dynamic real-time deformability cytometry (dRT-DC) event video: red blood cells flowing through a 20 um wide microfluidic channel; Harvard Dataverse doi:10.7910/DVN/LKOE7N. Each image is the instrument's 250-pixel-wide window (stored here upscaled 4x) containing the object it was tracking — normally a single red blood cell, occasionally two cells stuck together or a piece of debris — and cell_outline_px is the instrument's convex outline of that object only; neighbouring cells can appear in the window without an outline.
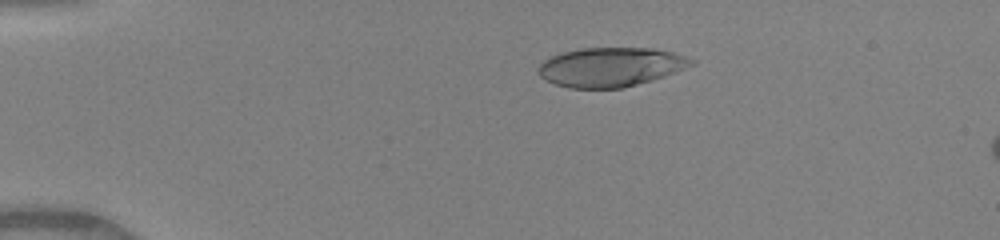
{"species": "human", "species_latin": "Homo sapiens", "temperature_condition": "warm", "stored_images_in_passage": 42, "camera_frame_rate_fps": 3000, "um_per_image_px": 0.085, "donor": {"sex": "female"}, "frame": {"image": 1, "passage_image": 3, "time_ms": 0.667, "image_size_px": [1000, 240], "cell_outline_px": [[696, 64], [664, 76], [652, 80], [620, 88], [568, 88], [544, 80], [540, 76], [540, 64], [544, 60], [552, 56], [564, 52], [584, 48], [652, 48], [672, 52], [696, 60]], "centroid_in_image_um": [51.93, 5.7], "position_along_channel_um": 33.1, "area_um2": 34.68}}
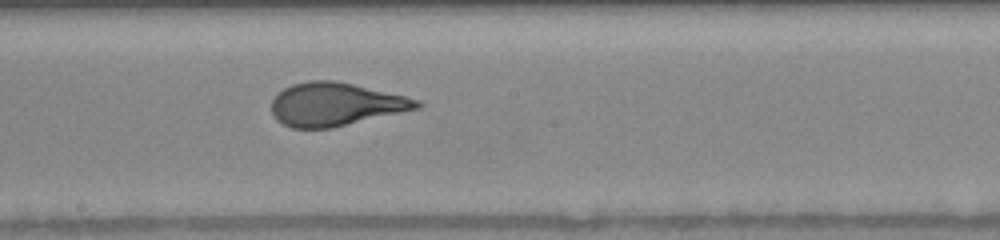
{"frame": {"image": 2, "passage_image": 21, "time_ms": 6.667, "image_size_px": [1000, 240], "cell_outline_px": [[424, 104], [420, 108], [332, 128], [292, 128], [276, 120], [272, 112], [272, 100], [276, 92], [292, 84], [308, 80], [336, 80], [404, 96], [420, 100]], "centroid_in_image_um": [28.5, 8.86], "position_along_channel_um": 219.7, "area_um2": 36.65}}
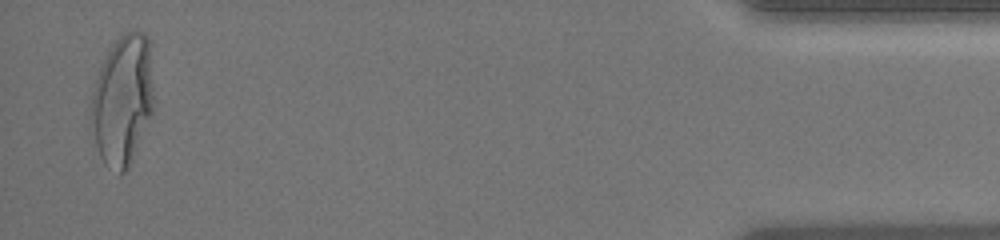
{"frame": {"image": 3, "passage_image": 41, "time_ms": 13.333, "image_size_px": [1000, 240], "cell_outline_px": [[152, 112], [128, 164], [124, 172], [120, 176], [104, 164], [100, 156], [96, 144], [92, 124], [92, 92], [100, 68], [112, 44], [124, 32], [144, 32], [148, 36], [152, 84]], "centroid_in_image_um": [10.41, 8.48], "position_along_channel_um": 424.8, "area_um2": 46.18}, "authors_computed_cell_mechanics": {"area_um2": 36.992, "velocity_mm_per_s": 4.1322, "shape_relaxation_time_tau1_ms": 4.0337, "shape_relaxation_time_tau2_ms": null, "deformation_change_tau1": 0.2301, "deformation_change_tau2": null}}